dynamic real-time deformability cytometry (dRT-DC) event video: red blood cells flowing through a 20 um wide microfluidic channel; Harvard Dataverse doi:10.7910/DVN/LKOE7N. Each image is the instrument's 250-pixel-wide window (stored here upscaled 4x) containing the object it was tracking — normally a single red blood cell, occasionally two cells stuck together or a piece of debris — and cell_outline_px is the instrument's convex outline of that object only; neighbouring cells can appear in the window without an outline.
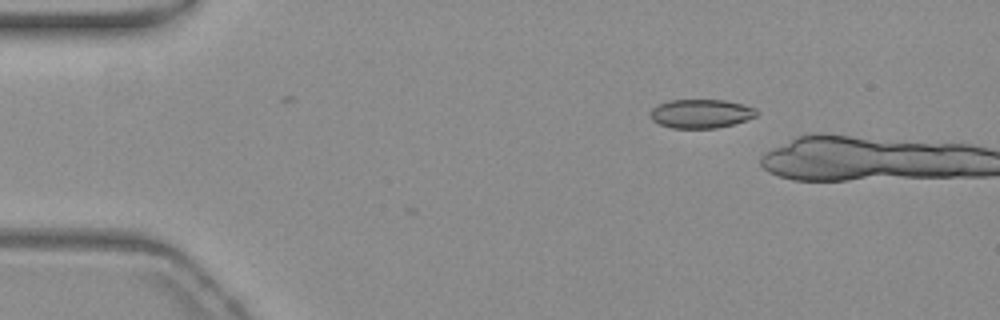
{"species": "common noctule bat (a hibernating species)", "species_latin": "Nyctalus noctula", "temperature_condition": "warm", "stored_images_in_passage": 2, "camera_frame_rate_fps": 3000, "um_per_image_px": 0.085, "animal": {"sex": "female", "body_mass_g": 19.3, "forearm_length_mm": 54.1}, "frame": {"image": 1, "passage_image": 1, "time_ms": 0.0, "image_size_px": [1000, 320], "cell_outline_px": [[756, 116], [732, 124], [716, 128], [672, 128], [660, 124], [652, 120], [652, 108], [668, 100], [724, 100], [744, 104], [756, 108]], "centroid_in_image_um": [59.59, 9.65], "position_along_channel_um": 25.4, "area_um2": 17.63}}